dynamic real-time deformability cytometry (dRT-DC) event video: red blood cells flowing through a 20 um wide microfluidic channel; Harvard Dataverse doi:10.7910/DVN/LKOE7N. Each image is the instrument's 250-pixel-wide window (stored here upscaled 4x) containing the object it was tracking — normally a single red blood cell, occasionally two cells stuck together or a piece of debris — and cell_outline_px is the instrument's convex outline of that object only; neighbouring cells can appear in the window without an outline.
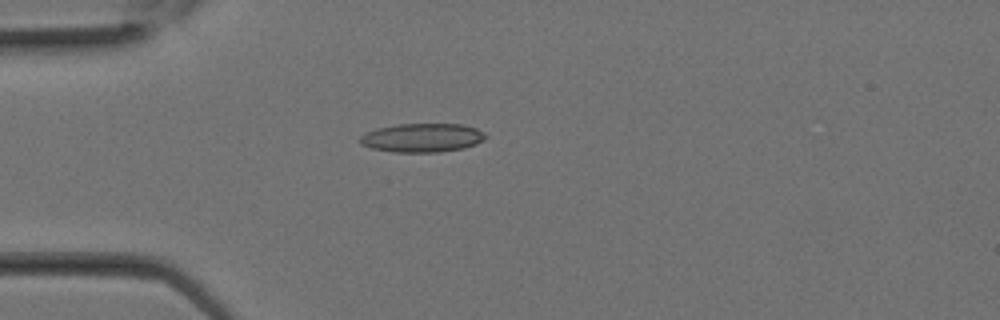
{"species": "Egyptian fruit bat (a non-hibernating species)", "species_latin": "Rousettus aegyptiacus", "temperature_condition": "room temperature", "stored_images_in_passage": 21, "camera_frame_rate_fps": 3000, "um_per_image_px": 0.085, "animal": {"sex": "female"}, "frame": {"image": 1, "passage_image": 1, "time_ms": 0.0, "image_size_px": [1000, 320], "cell_outline_px": [[488, 136], [484, 140], [476, 144], [464, 148], [440, 152], [396, 152], [372, 148], [360, 144], [360, 136], [376, 128], [396, 124], [464, 124], [476, 128], [484, 132]], "centroid_in_image_um": [35.93, 11.7], "position_along_channel_um": 49.1, "area_um2": 21.15}}
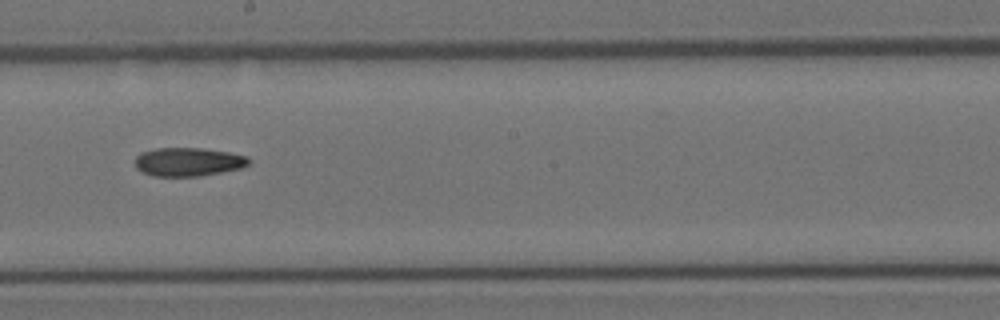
{"frame": {"image": 2, "passage_image": 9, "time_ms": 2.667, "image_size_px": [1000, 320], "cell_outline_px": [[252, 160], [248, 164], [240, 168], [200, 176], [156, 176], [144, 172], [136, 168], [136, 156], [140, 152], [156, 148], [204, 148], [228, 152], [248, 156]], "centroid_in_image_um": [16.01, 13.74], "position_along_channel_um": 232.2, "area_um2": 18.9}}
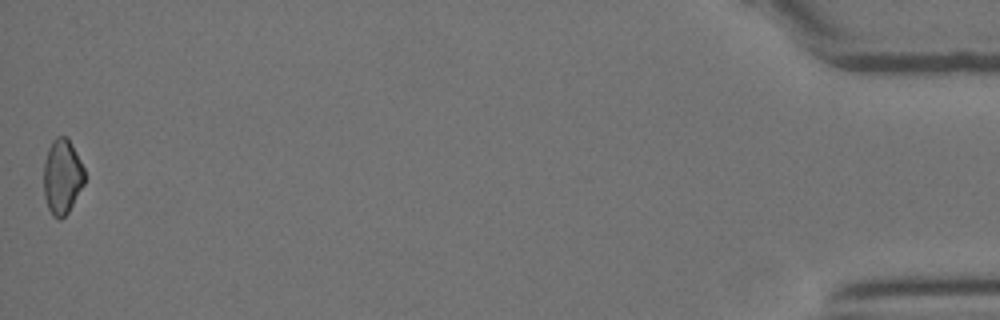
{"frame": {"image": 3, "passage_image": 21, "time_ms": 6.667, "image_size_px": [1000, 320], "cell_outline_px": [[84, 184], [68, 212], [60, 220], [52, 216], [48, 208], [44, 196], [44, 160], [48, 148], [52, 140], [56, 136], [68, 136], [84, 168]], "centroid_in_image_um": [5.27, 14.99], "position_along_channel_um": 429.9, "area_um2": 17.98}}